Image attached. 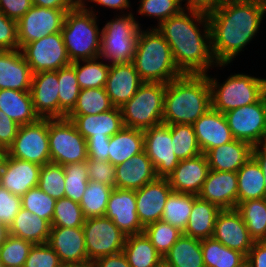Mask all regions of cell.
I'll return each instance as SVG.
<instances>
[{"label":"cell","instance_id":"6da1fadb","mask_svg":"<svg viewBox=\"0 0 266 267\" xmlns=\"http://www.w3.org/2000/svg\"><path fill=\"white\" fill-rule=\"evenodd\" d=\"M155 28L169 44L182 74H208L214 68L221 71L229 66L218 64L214 58L206 11L185 8Z\"/></svg>","mask_w":266,"mask_h":267},{"label":"cell","instance_id":"7a4b0ae2","mask_svg":"<svg viewBox=\"0 0 266 267\" xmlns=\"http://www.w3.org/2000/svg\"><path fill=\"white\" fill-rule=\"evenodd\" d=\"M207 15L214 58L231 66L256 41L266 16V0L222 2Z\"/></svg>","mask_w":266,"mask_h":267},{"label":"cell","instance_id":"3957f363","mask_svg":"<svg viewBox=\"0 0 266 267\" xmlns=\"http://www.w3.org/2000/svg\"><path fill=\"white\" fill-rule=\"evenodd\" d=\"M212 108L206 74H182L166 84L163 123L193 124Z\"/></svg>","mask_w":266,"mask_h":267},{"label":"cell","instance_id":"277c9868","mask_svg":"<svg viewBox=\"0 0 266 267\" xmlns=\"http://www.w3.org/2000/svg\"><path fill=\"white\" fill-rule=\"evenodd\" d=\"M143 82L167 84L182 75L169 44L156 28H141L133 62Z\"/></svg>","mask_w":266,"mask_h":267},{"label":"cell","instance_id":"5b68a950","mask_svg":"<svg viewBox=\"0 0 266 267\" xmlns=\"http://www.w3.org/2000/svg\"><path fill=\"white\" fill-rule=\"evenodd\" d=\"M206 75L211 88L212 108L221 113L258 102L266 94V77L234 72L221 82L218 74Z\"/></svg>","mask_w":266,"mask_h":267},{"label":"cell","instance_id":"8992f818","mask_svg":"<svg viewBox=\"0 0 266 267\" xmlns=\"http://www.w3.org/2000/svg\"><path fill=\"white\" fill-rule=\"evenodd\" d=\"M99 17L85 7L66 13L61 34L71 62L99 56L102 32Z\"/></svg>","mask_w":266,"mask_h":267},{"label":"cell","instance_id":"52a82bcc","mask_svg":"<svg viewBox=\"0 0 266 267\" xmlns=\"http://www.w3.org/2000/svg\"><path fill=\"white\" fill-rule=\"evenodd\" d=\"M135 13L115 15L105 21L101 32L100 58L108 64L133 62L138 35L143 24Z\"/></svg>","mask_w":266,"mask_h":267},{"label":"cell","instance_id":"ba28073f","mask_svg":"<svg viewBox=\"0 0 266 267\" xmlns=\"http://www.w3.org/2000/svg\"><path fill=\"white\" fill-rule=\"evenodd\" d=\"M166 84L143 82L121 108L124 127L145 130L163 123Z\"/></svg>","mask_w":266,"mask_h":267},{"label":"cell","instance_id":"9c48e42d","mask_svg":"<svg viewBox=\"0 0 266 267\" xmlns=\"http://www.w3.org/2000/svg\"><path fill=\"white\" fill-rule=\"evenodd\" d=\"M51 163L67 165L88 159L86 139L67 118L49 119Z\"/></svg>","mask_w":266,"mask_h":267},{"label":"cell","instance_id":"30bf717a","mask_svg":"<svg viewBox=\"0 0 266 267\" xmlns=\"http://www.w3.org/2000/svg\"><path fill=\"white\" fill-rule=\"evenodd\" d=\"M49 118H39L36 122L20 125L8 156L41 166L51 163L49 148Z\"/></svg>","mask_w":266,"mask_h":267},{"label":"cell","instance_id":"8fae6325","mask_svg":"<svg viewBox=\"0 0 266 267\" xmlns=\"http://www.w3.org/2000/svg\"><path fill=\"white\" fill-rule=\"evenodd\" d=\"M85 246L90 262L108 255L123 252L126 237L110 218H87L82 226Z\"/></svg>","mask_w":266,"mask_h":267},{"label":"cell","instance_id":"7c38bea8","mask_svg":"<svg viewBox=\"0 0 266 267\" xmlns=\"http://www.w3.org/2000/svg\"><path fill=\"white\" fill-rule=\"evenodd\" d=\"M234 139L252 146L266 140V94L253 104L238 107L224 113Z\"/></svg>","mask_w":266,"mask_h":267},{"label":"cell","instance_id":"4fadbf2b","mask_svg":"<svg viewBox=\"0 0 266 267\" xmlns=\"http://www.w3.org/2000/svg\"><path fill=\"white\" fill-rule=\"evenodd\" d=\"M20 50L33 74L42 71H57L72 63L61 32L27 43Z\"/></svg>","mask_w":266,"mask_h":267},{"label":"cell","instance_id":"5bb4252c","mask_svg":"<svg viewBox=\"0 0 266 267\" xmlns=\"http://www.w3.org/2000/svg\"><path fill=\"white\" fill-rule=\"evenodd\" d=\"M62 9H52L33 5L17 21L20 48L44 36L61 32L66 16Z\"/></svg>","mask_w":266,"mask_h":267},{"label":"cell","instance_id":"9a60e30c","mask_svg":"<svg viewBox=\"0 0 266 267\" xmlns=\"http://www.w3.org/2000/svg\"><path fill=\"white\" fill-rule=\"evenodd\" d=\"M144 151L152 161L157 177L166 178L179 164L174 153L169 125L161 123L145 129Z\"/></svg>","mask_w":266,"mask_h":267},{"label":"cell","instance_id":"2e32d148","mask_svg":"<svg viewBox=\"0 0 266 267\" xmlns=\"http://www.w3.org/2000/svg\"><path fill=\"white\" fill-rule=\"evenodd\" d=\"M212 237L224 246L239 251L245 256L255 242L236 208L222 209L219 212Z\"/></svg>","mask_w":266,"mask_h":267},{"label":"cell","instance_id":"e0dca14e","mask_svg":"<svg viewBox=\"0 0 266 267\" xmlns=\"http://www.w3.org/2000/svg\"><path fill=\"white\" fill-rule=\"evenodd\" d=\"M172 191L167 178L162 177H157L135 190L137 214L144 228L161 220L167 198Z\"/></svg>","mask_w":266,"mask_h":267},{"label":"cell","instance_id":"ac0fdd59","mask_svg":"<svg viewBox=\"0 0 266 267\" xmlns=\"http://www.w3.org/2000/svg\"><path fill=\"white\" fill-rule=\"evenodd\" d=\"M105 216L127 236L144 232L137 214L135 190L113 188Z\"/></svg>","mask_w":266,"mask_h":267},{"label":"cell","instance_id":"d6986e66","mask_svg":"<svg viewBox=\"0 0 266 267\" xmlns=\"http://www.w3.org/2000/svg\"><path fill=\"white\" fill-rule=\"evenodd\" d=\"M47 244L63 265L91 263L88 260L83 227L51 226Z\"/></svg>","mask_w":266,"mask_h":267},{"label":"cell","instance_id":"ffe728a7","mask_svg":"<svg viewBox=\"0 0 266 267\" xmlns=\"http://www.w3.org/2000/svg\"><path fill=\"white\" fill-rule=\"evenodd\" d=\"M58 85V70L33 74L30 93L34 111L39 118H59Z\"/></svg>","mask_w":266,"mask_h":267},{"label":"cell","instance_id":"44dd1931","mask_svg":"<svg viewBox=\"0 0 266 267\" xmlns=\"http://www.w3.org/2000/svg\"><path fill=\"white\" fill-rule=\"evenodd\" d=\"M237 194V172L209 170L197 196L221 209H234L237 206Z\"/></svg>","mask_w":266,"mask_h":267},{"label":"cell","instance_id":"7402d4cb","mask_svg":"<svg viewBox=\"0 0 266 267\" xmlns=\"http://www.w3.org/2000/svg\"><path fill=\"white\" fill-rule=\"evenodd\" d=\"M210 168L204 153L179 161L166 178L175 192L198 195Z\"/></svg>","mask_w":266,"mask_h":267},{"label":"cell","instance_id":"603a6c76","mask_svg":"<svg viewBox=\"0 0 266 267\" xmlns=\"http://www.w3.org/2000/svg\"><path fill=\"white\" fill-rule=\"evenodd\" d=\"M142 83L132 62L110 64L105 89L113 106L121 108L135 95Z\"/></svg>","mask_w":266,"mask_h":267},{"label":"cell","instance_id":"cb8c5ba5","mask_svg":"<svg viewBox=\"0 0 266 267\" xmlns=\"http://www.w3.org/2000/svg\"><path fill=\"white\" fill-rule=\"evenodd\" d=\"M202 153L234 140L224 113L210 108L193 123Z\"/></svg>","mask_w":266,"mask_h":267},{"label":"cell","instance_id":"d4e9b609","mask_svg":"<svg viewBox=\"0 0 266 267\" xmlns=\"http://www.w3.org/2000/svg\"><path fill=\"white\" fill-rule=\"evenodd\" d=\"M41 165L7 156L0 185L14 195L22 197L29 189L38 187Z\"/></svg>","mask_w":266,"mask_h":267},{"label":"cell","instance_id":"484cf974","mask_svg":"<svg viewBox=\"0 0 266 267\" xmlns=\"http://www.w3.org/2000/svg\"><path fill=\"white\" fill-rule=\"evenodd\" d=\"M33 72L21 50H0V89L30 92Z\"/></svg>","mask_w":266,"mask_h":267},{"label":"cell","instance_id":"4316f807","mask_svg":"<svg viewBox=\"0 0 266 267\" xmlns=\"http://www.w3.org/2000/svg\"><path fill=\"white\" fill-rule=\"evenodd\" d=\"M78 132L87 140L88 138H110L122 128V114L120 108L96 115H67Z\"/></svg>","mask_w":266,"mask_h":267},{"label":"cell","instance_id":"83f0119b","mask_svg":"<svg viewBox=\"0 0 266 267\" xmlns=\"http://www.w3.org/2000/svg\"><path fill=\"white\" fill-rule=\"evenodd\" d=\"M116 188L137 190L154 181L157 176L152 161L145 151L115 166Z\"/></svg>","mask_w":266,"mask_h":267},{"label":"cell","instance_id":"f1b7e54d","mask_svg":"<svg viewBox=\"0 0 266 267\" xmlns=\"http://www.w3.org/2000/svg\"><path fill=\"white\" fill-rule=\"evenodd\" d=\"M252 145L243 140L212 148L205 153L210 170L237 172L252 156Z\"/></svg>","mask_w":266,"mask_h":267},{"label":"cell","instance_id":"f546056e","mask_svg":"<svg viewBox=\"0 0 266 267\" xmlns=\"http://www.w3.org/2000/svg\"><path fill=\"white\" fill-rule=\"evenodd\" d=\"M222 209L194 195L193 207L184 235L203 240L213 236L216 218Z\"/></svg>","mask_w":266,"mask_h":267},{"label":"cell","instance_id":"4dcf8cb0","mask_svg":"<svg viewBox=\"0 0 266 267\" xmlns=\"http://www.w3.org/2000/svg\"><path fill=\"white\" fill-rule=\"evenodd\" d=\"M50 229L51 224L47 220L21 208L8 228V234L31 242L33 245L45 244L48 241Z\"/></svg>","mask_w":266,"mask_h":267},{"label":"cell","instance_id":"1f68e13d","mask_svg":"<svg viewBox=\"0 0 266 267\" xmlns=\"http://www.w3.org/2000/svg\"><path fill=\"white\" fill-rule=\"evenodd\" d=\"M0 110L19 126L34 123L39 119L34 111L30 92L0 89Z\"/></svg>","mask_w":266,"mask_h":267},{"label":"cell","instance_id":"d6a6232c","mask_svg":"<svg viewBox=\"0 0 266 267\" xmlns=\"http://www.w3.org/2000/svg\"><path fill=\"white\" fill-rule=\"evenodd\" d=\"M143 151V130L124 127L110 137L108 149L109 162L114 166L125 162Z\"/></svg>","mask_w":266,"mask_h":267},{"label":"cell","instance_id":"836d02e7","mask_svg":"<svg viewBox=\"0 0 266 267\" xmlns=\"http://www.w3.org/2000/svg\"><path fill=\"white\" fill-rule=\"evenodd\" d=\"M265 174L251 156L237 171V204L247 200L266 198Z\"/></svg>","mask_w":266,"mask_h":267},{"label":"cell","instance_id":"e575fe53","mask_svg":"<svg viewBox=\"0 0 266 267\" xmlns=\"http://www.w3.org/2000/svg\"><path fill=\"white\" fill-rule=\"evenodd\" d=\"M123 253L131 267H156L163 260L144 232L128 235Z\"/></svg>","mask_w":266,"mask_h":267},{"label":"cell","instance_id":"d590c367","mask_svg":"<svg viewBox=\"0 0 266 267\" xmlns=\"http://www.w3.org/2000/svg\"><path fill=\"white\" fill-rule=\"evenodd\" d=\"M163 260L171 267H205L201 240L182 234Z\"/></svg>","mask_w":266,"mask_h":267},{"label":"cell","instance_id":"8d00e7d4","mask_svg":"<svg viewBox=\"0 0 266 267\" xmlns=\"http://www.w3.org/2000/svg\"><path fill=\"white\" fill-rule=\"evenodd\" d=\"M201 250L205 267H240L246 256L224 246L213 237L201 240Z\"/></svg>","mask_w":266,"mask_h":267},{"label":"cell","instance_id":"74e56055","mask_svg":"<svg viewBox=\"0 0 266 267\" xmlns=\"http://www.w3.org/2000/svg\"><path fill=\"white\" fill-rule=\"evenodd\" d=\"M236 210L240 213L251 238L266 241V198L253 199L238 203Z\"/></svg>","mask_w":266,"mask_h":267},{"label":"cell","instance_id":"f35d334b","mask_svg":"<svg viewBox=\"0 0 266 267\" xmlns=\"http://www.w3.org/2000/svg\"><path fill=\"white\" fill-rule=\"evenodd\" d=\"M75 69L80 89L105 87L110 69V64L104 59L79 60L71 63Z\"/></svg>","mask_w":266,"mask_h":267},{"label":"cell","instance_id":"ab89813d","mask_svg":"<svg viewBox=\"0 0 266 267\" xmlns=\"http://www.w3.org/2000/svg\"><path fill=\"white\" fill-rule=\"evenodd\" d=\"M194 195L172 191L167 198L161 220L184 231L193 207Z\"/></svg>","mask_w":266,"mask_h":267},{"label":"cell","instance_id":"60d3db41","mask_svg":"<svg viewBox=\"0 0 266 267\" xmlns=\"http://www.w3.org/2000/svg\"><path fill=\"white\" fill-rule=\"evenodd\" d=\"M105 87L82 89L75 107L68 115H96L113 109Z\"/></svg>","mask_w":266,"mask_h":267},{"label":"cell","instance_id":"b9f144b4","mask_svg":"<svg viewBox=\"0 0 266 267\" xmlns=\"http://www.w3.org/2000/svg\"><path fill=\"white\" fill-rule=\"evenodd\" d=\"M112 190L113 188L109 185L89 181L79 202L86 219L105 216L107 203Z\"/></svg>","mask_w":266,"mask_h":267},{"label":"cell","instance_id":"7bdbcfd3","mask_svg":"<svg viewBox=\"0 0 266 267\" xmlns=\"http://www.w3.org/2000/svg\"><path fill=\"white\" fill-rule=\"evenodd\" d=\"M59 82V118L66 116L73 110L80 94L75 69L69 65L58 70Z\"/></svg>","mask_w":266,"mask_h":267},{"label":"cell","instance_id":"ee69618b","mask_svg":"<svg viewBox=\"0 0 266 267\" xmlns=\"http://www.w3.org/2000/svg\"><path fill=\"white\" fill-rule=\"evenodd\" d=\"M169 127L171 129L173 151L179 161L202 154L193 124H172Z\"/></svg>","mask_w":266,"mask_h":267},{"label":"cell","instance_id":"f6af8a7d","mask_svg":"<svg viewBox=\"0 0 266 267\" xmlns=\"http://www.w3.org/2000/svg\"><path fill=\"white\" fill-rule=\"evenodd\" d=\"M137 3L139 4L136 8L137 15L157 20V24L149 28H155L161 22L185 9L182 0H138Z\"/></svg>","mask_w":266,"mask_h":267},{"label":"cell","instance_id":"bcb514c9","mask_svg":"<svg viewBox=\"0 0 266 267\" xmlns=\"http://www.w3.org/2000/svg\"><path fill=\"white\" fill-rule=\"evenodd\" d=\"M144 233L150 239L157 252L164 257L183 234V231L167 222L159 220L146 226Z\"/></svg>","mask_w":266,"mask_h":267},{"label":"cell","instance_id":"7dc6e473","mask_svg":"<svg viewBox=\"0 0 266 267\" xmlns=\"http://www.w3.org/2000/svg\"><path fill=\"white\" fill-rule=\"evenodd\" d=\"M65 172V196L75 202H80L89 183L86 161L63 166Z\"/></svg>","mask_w":266,"mask_h":267},{"label":"cell","instance_id":"c3c4849f","mask_svg":"<svg viewBox=\"0 0 266 267\" xmlns=\"http://www.w3.org/2000/svg\"><path fill=\"white\" fill-rule=\"evenodd\" d=\"M86 218L78 202L61 198L56 200L51 226L82 227Z\"/></svg>","mask_w":266,"mask_h":267},{"label":"cell","instance_id":"681fc988","mask_svg":"<svg viewBox=\"0 0 266 267\" xmlns=\"http://www.w3.org/2000/svg\"><path fill=\"white\" fill-rule=\"evenodd\" d=\"M65 172L62 165L48 163L41 166L38 187L59 200L65 196Z\"/></svg>","mask_w":266,"mask_h":267},{"label":"cell","instance_id":"f907efd6","mask_svg":"<svg viewBox=\"0 0 266 267\" xmlns=\"http://www.w3.org/2000/svg\"><path fill=\"white\" fill-rule=\"evenodd\" d=\"M33 244L21 238L7 235L0 246V260L4 267H24Z\"/></svg>","mask_w":266,"mask_h":267},{"label":"cell","instance_id":"816d5d0a","mask_svg":"<svg viewBox=\"0 0 266 267\" xmlns=\"http://www.w3.org/2000/svg\"><path fill=\"white\" fill-rule=\"evenodd\" d=\"M22 208L29 210L50 224L54 213L56 200L39 187L29 189L22 197Z\"/></svg>","mask_w":266,"mask_h":267},{"label":"cell","instance_id":"f5cc1de1","mask_svg":"<svg viewBox=\"0 0 266 267\" xmlns=\"http://www.w3.org/2000/svg\"><path fill=\"white\" fill-rule=\"evenodd\" d=\"M58 254L47 244L33 245L24 267H62Z\"/></svg>","mask_w":266,"mask_h":267},{"label":"cell","instance_id":"db71d44e","mask_svg":"<svg viewBox=\"0 0 266 267\" xmlns=\"http://www.w3.org/2000/svg\"><path fill=\"white\" fill-rule=\"evenodd\" d=\"M86 164L89 181L103 183L116 188V168L112 163L88 158Z\"/></svg>","mask_w":266,"mask_h":267},{"label":"cell","instance_id":"11a10c76","mask_svg":"<svg viewBox=\"0 0 266 267\" xmlns=\"http://www.w3.org/2000/svg\"><path fill=\"white\" fill-rule=\"evenodd\" d=\"M21 208V197L0 185V222L9 228Z\"/></svg>","mask_w":266,"mask_h":267},{"label":"cell","instance_id":"9f6ffc18","mask_svg":"<svg viewBox=\"0 0 266 267\" xmlns=\"http://www.w3.org/2000/svg\"><path fill=\"white\" fill-rule=\"evenodd\" d=\"M17 22L0 11V50H18Z\"/></svg>","mask_w":266,"mask_h":267},{"label":"cell","instance_id":"6f0895ef","mask_svg":"<svg viewBox=\"0 0 266 267\" xmlns=\"http://www.w3.org/2000/svg\"><path fill=\"white\" fill-rule=\"evenodd\" d=\"M132 4L134 3H131L130 0H90L89 4L85 8L88 11L93 12L97 16L100 14V11H98L100 7L104 9L106 8L108 10L113 9L116 12L115 13L116 15H122V14H129L133 12ZM96 6H98L99 8ZM94 7L98 9L96 10Z\"/></svg>","mask_w":266,"mask_h":267},{"label":"cell","instance_id":"680465c9","mask_svg":"<svg viewBox=\"0 0 266 267\" xmlns=\"http://www.w3.org/2000/svg\"><path fill=\"white\" fill-rule=\"evenodd\" d=\"M33 6L32 0H0V11L16 22Z\"/></svg>","mask_w":266,"mask_h":267},{"label":"cell","instance_id":"91938a15","mask_svg":"<svg viewBox=\"0 0 266 267\" xmlns=\"http://www.w3.org/2000/svg\"><path fill=\"white\" fill-rule=\"evenodd\" d=\"M19 129V125L0 110V147L8 149Z\"/></svg>","mask_w":266,"mask_h":267},{"label":"cell","instance_id":"94428289","mask_svg":"<svg viewBox=\"0 0 266 267\" xmlns=\"http://www.w3.org/2000/svg\"><path fill=\"white\" fill-rule=\"evenodd\" d=\"M109 141L110 138H88L86 140L88 158L109 161Z\"/></svg>","mask_w":266,"mask_h":267},{"label":"cell","instance_id":"6125c7cd","mask_svg":"<svg viewBox=\"0 0 266 267\" xmlns=\"http://www.w3.org/2000/svg\"><path fill=\"white\" fill-rule=\"evenodd\" d=\"M250 267H266V241H256L246 256Z\"/></svg>","mask_w":266,"mask_h":267},{"label":"cell","instance_id":"be15d7a7","mask_svg":"<svg viewBox=\"0 0 266 267\" xmlns=\"http://www.w3.org/2000/svg\"><path fill=\"white\" fill-rule=\"evenodd\" d=\"M92 267H131L123 252L100 257L91 262Z\"/></svg>","mask_w":266,"mask_h":267},{"label":"cell","instance_id":"e7e4bbea","mask_svg":"<svg viewBox=\"0 0 266 267\" xmlns=\"http://www.w3.org/2000/svg\"><path fill=\"white\" fill-rule=\"evenodd\" d=\"M32 3L38 7L62 9L66 12L74 8L68 0H32Z\"/></svg>","mask_w":266,"mask_h":267},{"label":"cell","instance_id":"03108f58","mask_svg":"<svg viewBox=\"0 0 266 267\" xmlns=\"http://www.w3.org/2000/svg\"><path fill=\"white\" fill-rule=\"evenodd\" d=\"M185 8H194L204 11H210L216 8L221 0H182Z\"/></svg>","mask_w":266,"mask_h":267},{"label":"cell","instance_id":"003e7915","mask_svg":"<svg viewBox=\"0 0 266 267\" xmlns=\"http://www.w3.org/2000/svg\"><path fill=\"white\" fill-rule=\"evenodd\" d=\"M252 157L259 164L262 172L265 174V191H266V145L264 143L252 147Z\"/></svg>","mask_w":266,"mask_h":267},{"label":"cell","instance_id":"a7ac6f4b","mask_svg":"<svg viewBox=\"0 0 266 267\" xmlns=\"http://www.w3.org/2000/svg\"><path fill=\"white\" fill-rule=\"evenodd\" d=\"M7 156H8V151L0 147V176H1L4 164H5V161L7 159Z\"/></svg>","mask_w":266,"mask_h":267},{"label":"cell","instance_id":"89a4df30","mask_svg":"<svg viewBox=\"0 0 266 267\" xmlns=\"http://www.w3.org/2000/svg\"><path fill=\"white\" fill-rule=\"evenodd\" d=\"M74 8L86 7L90 0H68Z\"/></svg>","mask_w":266,"mask_h":267},{"label":"cell","instance_id":"2644e50d","mask_svg":"<svg viewBox=\"0 0 266 267\" xmlns=\"http://www.w3.org/2000/svg\"><path fill=\"white\" fill-rule=\"evenodd\" d=\"M8 235V228L0 222V246L4 243Z\"/></svg>","mask_w":266,"mask_h":267},{"label":"cell","instance_id":"8c879c8a","mask_svg":"<svg viewBox=\"0 0 266 267\" xmlns=\"http://www.w3.org/2000/svg\"><path fill=\"white\" fill-rule=\"evenodd\" d=\"M62 267H92L91 263L62 265Z\"/></svg>","mask_w":266,"mask_h":267},{"label":"cell","instance_id":"753ad0ef","mask_svg":"<svg viewBox=\"0 0 266 267\" xmlns=\"http://www.w3.org/2000/svg\"><path fill=\"white\" fill-rule=\"evenodd\" d=\"M156 267H171V266L167 264L164 260H162Z\"/></svg>","mask_w":266,"mask_h":267},{"label":"cell","instance_id":"34e18365","mask_svg":"<svg viewBox=\"0 0 266 267\" xmlns=\"http://www.w3.org/2000/svg\"><path fill=\"white\" fill-rule=\"evenodd\" d=\"M230 1H246V0H221V3L222 2H230Z\"/></svg>","mask_w":266,"mask_h":267},{"label":"cell","instance_id":"11e5206c","mask_svg":"<svg viewBox=\"0 0 266 267\" xmlns=\"http://www.w3.org/2000/svg\"><path fill=\"white\" fill-rule=\"evenodd\" d=\"M240 267H250L249 264L247 262H245L244 264H242Z\"/></svg>","mask_w":266,"mask_h":267},{"label":"cell","instance_id":"2a66077c","mask_svg":"<svg viewBox=\"0 0 266 267\" xmlns=\"http://www.w3.org/2000/svg\"><path fill=\"white\" fill-rule=\"evenodd\" d=\"M0 267H4V266H3V263L1 262V260H0Z\"/></svg>","mask_w":266,"mask_h":267}]
</instances>
